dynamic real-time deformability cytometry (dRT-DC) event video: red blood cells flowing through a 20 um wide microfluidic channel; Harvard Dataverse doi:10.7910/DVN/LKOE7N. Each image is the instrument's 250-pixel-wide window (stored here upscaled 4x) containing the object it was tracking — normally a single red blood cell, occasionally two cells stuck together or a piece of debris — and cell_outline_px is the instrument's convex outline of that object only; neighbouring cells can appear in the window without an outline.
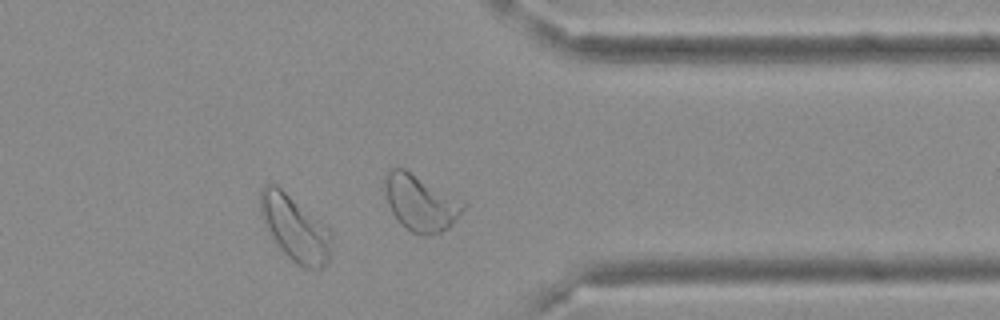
{"species": "Egyptian fruit bat (a non-hibernating species)", "species_latin": "Rousettus aegyptiacus", "temperature_condition": "cold", "stored_images_in_passage": 32, "camera_frame_rate_fps": 3000, "um_per_image_px": 0.085, "frame": {"image": 1, "passage_image": 23, "time_ms": 7.333, "image_size_px": [1000, 320], "cell_outline_px": [[332, 252], [328, 260], [316, 272], [304, 268], [296, 264], [280, 248], [264, 224], [260, 212], [260, 188], [264, 184], [276, 184], [324, 224], [332, 232]], "centroid_in_image_um": [25.09, 19.43], "position_along_channel_um": 386.3, "area_um2": 27.17}}